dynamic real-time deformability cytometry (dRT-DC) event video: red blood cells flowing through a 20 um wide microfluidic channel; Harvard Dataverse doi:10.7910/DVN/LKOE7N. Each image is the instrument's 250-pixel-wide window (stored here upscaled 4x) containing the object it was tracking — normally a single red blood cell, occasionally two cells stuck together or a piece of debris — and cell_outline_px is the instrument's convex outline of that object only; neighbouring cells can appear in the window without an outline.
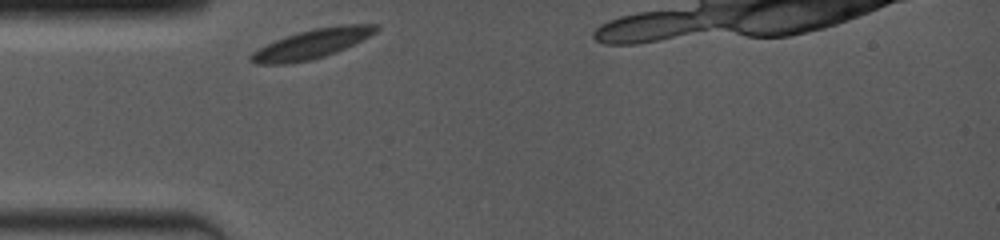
{"species": "common noctule bat (a hibernating species)", "species_latin": "Nyctalus noctula", "temperature_condition": "room temperature", "stored_images_in_passage": 42, "camera_frame_rate_fps": 4000, "um_per_image_px": 0.085, "animal": {"sex": "female", "body_mass_g": 19.0, "forearm_length_mm": 53.3}, "frame": {"image": 1, "passage_image": 1, "time_ms": 0.0, "image_size_px": [1000, 240], "cell_outline_px": [[380, 28], [376, 32], [336, 52], [312, 60], [288, 64], [256, 64], [248, 60], [248, 56], [252, 52], [276, 40], [300, 32], [316, 28], [340, 24], [376, 24]], "centroid_in_image_um": [26.49, 3.74], "position_along_channel_um": 58.5, "area_um2": 21.1}}
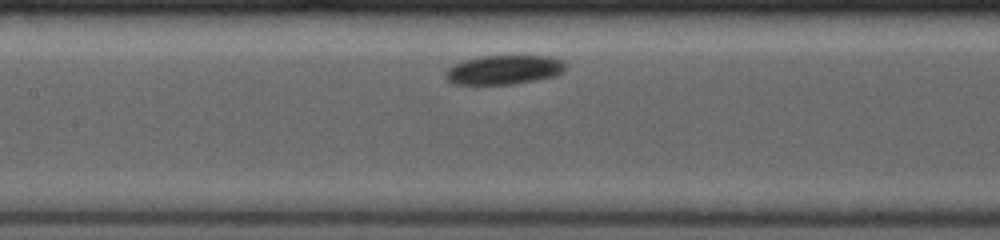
{"frame": {"image": 2, "passage_image": 18, "time_ms": 3.0, "image_size_px": [1000, 240], "cell_outline_px": [[564, 72], [556, 76], [536, 80], [512, 84], [452, 84], [444, 76], [444, 72], [452, 64], [464, 60], [480, 56], [548, 56], [560, 60], [564, 64]], "centroid_in_image_um": [42.79, 5.94], "position_along_channel_um": 164.6, "area_um2": 20.46}}
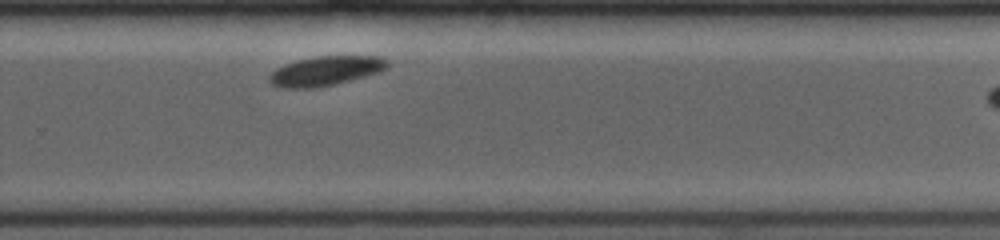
{"frame": {"image": 3, "passage_image": 40, "time_ms": 6.75, "image_size_px": [1000, 240], "cell_outline_px": [[388, 68], [380, 72], [332, 84], [312, 88], [280, 88], [272, 84], [268, 80], [268, 76], [276, 68], [284, 64], [316, 56], [380, 56], [388, 60]], "centroid_in_image_um": [27.66, 6.02], "position_along_channel_um": 302.1, "area_um2": 20.11}}